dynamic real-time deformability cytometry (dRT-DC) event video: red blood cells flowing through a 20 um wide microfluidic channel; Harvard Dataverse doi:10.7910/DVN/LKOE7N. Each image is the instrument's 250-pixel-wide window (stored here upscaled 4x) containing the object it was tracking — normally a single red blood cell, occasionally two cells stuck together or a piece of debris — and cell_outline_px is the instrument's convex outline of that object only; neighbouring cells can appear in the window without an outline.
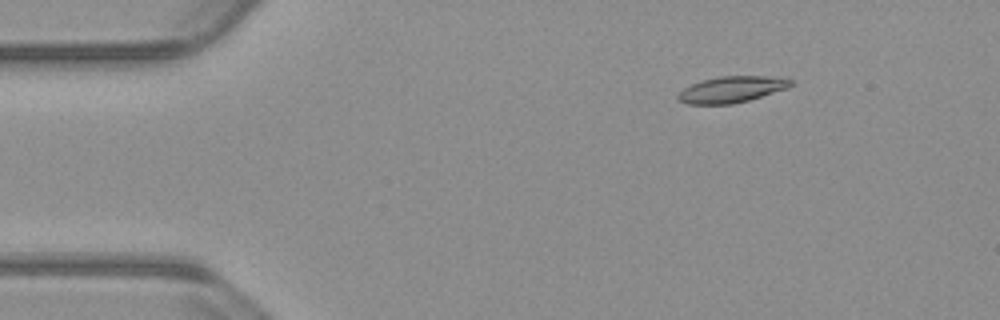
{"species": "common noctule bat (a hibernating species)", "species_latin": "Nyctalus noctula", "temperature_condition": "warm", "stored_images_in_passage": 16, "camera_frame_rate_fps": 3000, "um_per_image_px": 0.085, "animal": {"sex": "male", "body_mass_g": 23.1, "forearm_length_mm": 52.7}, "frame": {"image": 1, "passage_image": 8, "time_ms": 2.333, "image_size_px": [1000, 320], "cell_outline_px": [[792, 84], [788, 88], [748, 100], [732, 104], [688, 104], [680, 100], [676, 96], [684, 88], [692, 84], [704, 80], [720, 76], [788, 76], [792, 80]], "centroid_in_image_um": [62.26, 7.58], "position_along_channel_um": 22.7, "area_um2": 17.22}}